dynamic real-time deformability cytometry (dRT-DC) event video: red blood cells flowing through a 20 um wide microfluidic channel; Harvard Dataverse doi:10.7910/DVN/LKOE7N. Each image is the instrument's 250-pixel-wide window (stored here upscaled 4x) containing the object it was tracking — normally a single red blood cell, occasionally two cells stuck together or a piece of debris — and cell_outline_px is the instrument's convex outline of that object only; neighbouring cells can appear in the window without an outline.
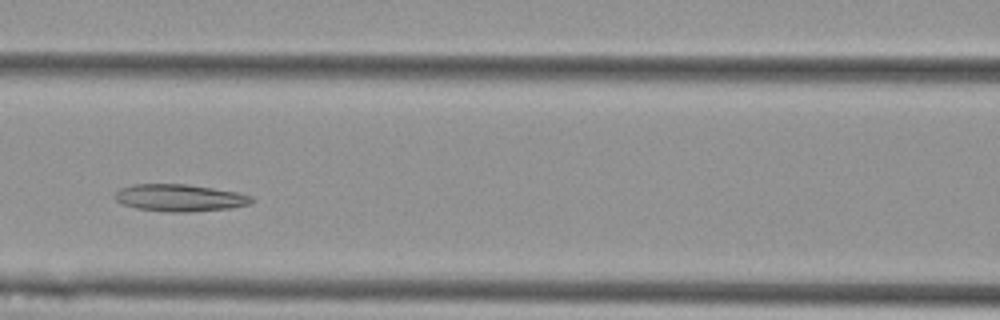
{"species": "Egyptian fruit bat (a non-hibernating species)", "species_latin": "Rousettus aegyptiacus", "temperature_condition": "cold", "stored_images_in_passage": 8, "camera_frame_rate_fps": 3000, "um_per_image_px": 0.085, "animal": {"sex": "female"}, "frame": {"image": 1, "passage_image": 4, "time_ms": 1.0, "image_size_px": [1000, 320], "cell_outline_px": [[256, 200], [248, 204], [228, 208], [188, 212], [168, 212], [136, 208], [124, 204], [116, 200], [112, 196], [120, 188], [132, 184], [188, 184], [240, 192], [252, 196]], "centroid_in_image_um": [15.28, 16.8], "position_along_channel_um": 151.3, "area_um2": 21.73}}
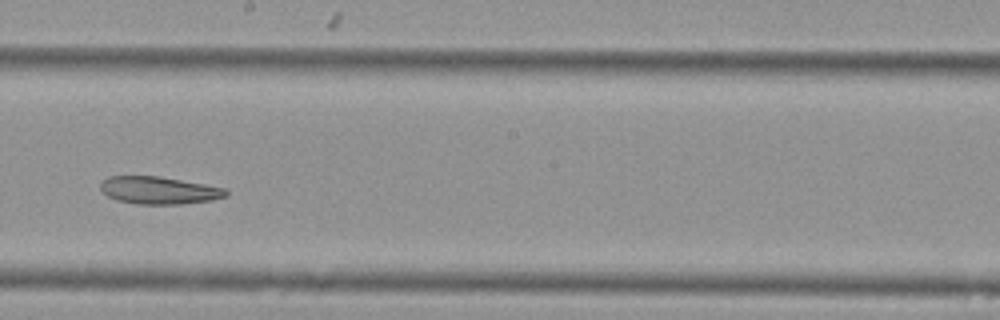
{"frame": {"image": 2, "passage_image": 6, "time_ms": 1.667, "image_size_px": [1000, 320], "cell_outline_px": [[228, 196], [212, 200], [180, 204], [136, 204], [116, 200], [108, 196], [100, 188], [100, 184], [108, 176], [160, 176], [228, 188]], "centroid_in_image_um": [13.55, 16.17], "position_along_channel_um": 234.6, "area_um2": 20.23}}
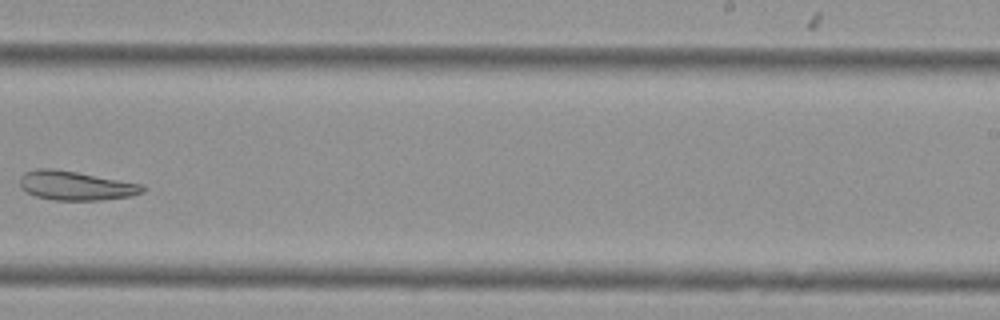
{"frame": {"image": 3, "passage_image": 7, "time_ms": 2.0, "image_size_px": [1000, 320], "cell_outline_px": [[144, 192], [132, 196], [100, 200], [52, 200], [36, 196], [20, 188], [20, 176], [24, 172], [36, 168], [52, 168], [76, 172], [144, 184]], "centroid_in_image_um": [6.43, 15.78], "position_along_channel_um": 282.6, "area_um2": 20.92}}